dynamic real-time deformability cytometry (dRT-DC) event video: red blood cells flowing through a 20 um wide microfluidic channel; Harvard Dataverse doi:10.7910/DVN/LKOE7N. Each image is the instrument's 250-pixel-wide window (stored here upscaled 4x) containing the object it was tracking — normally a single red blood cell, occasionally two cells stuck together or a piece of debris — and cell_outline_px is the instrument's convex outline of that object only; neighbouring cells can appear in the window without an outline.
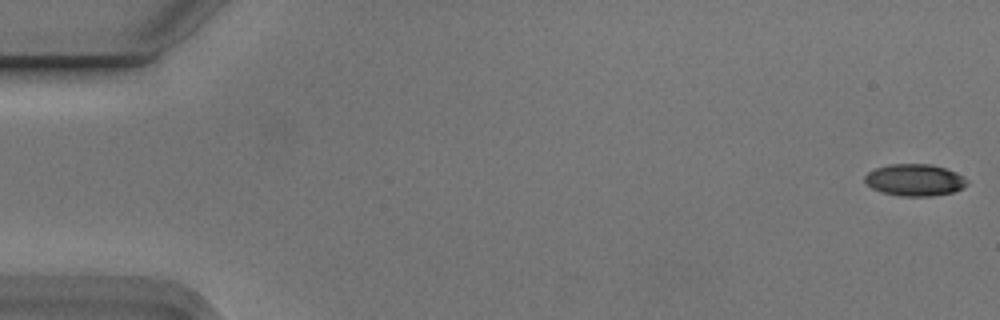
{"species": "Egyptian fruit bat (a non-hibernating species)", "species_latin": "Rousettus aegyptiacus", "temperature_condition": "cold", "stored_images_in_passage": 5, "camera_frame_rate_fps": 3000, "um_per_image_px": 0.085, "animal": {"sex": "male"}, "frame": {"image": 1, "passage_image": 1, "time_ms": 0.0, "image_size_px": [1000, 320], "cell_outline_px": [[968, 184], [964, 188], [952, 192], [932, 196], [900, 196], [880, 192], [872, 188], [864, 180], [864, 176], [868, 172], [876, 168], [888, 164], [932, 164], [956, 172], [964, 176], [968, 180]], "centroid_in_image_um": [77.77, 15.3], "position_along_channel_um": 7.2, "area_um2": 19.13}}
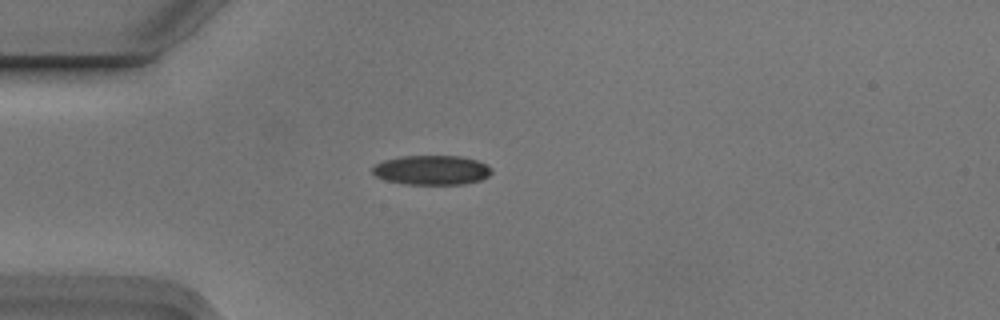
{"frame": {"image": 2, "passage_image": 5, "time_ms": 1.333, "image_size_px": [1000, 320], "cell_outline_px": [[492, 172], [488, 176], [480, 180], [464, 184], [408, 184], [388, 180], [376, 176], [372, 172], [372, 168], [376, 164], [384, 160], [400, 156], [460, 156], [476, 160], [492, 168]], "centroid_in_image_um": [36.7, 14.45], "position_along_channel_um": 48.3, "area_um2": 20.29}}